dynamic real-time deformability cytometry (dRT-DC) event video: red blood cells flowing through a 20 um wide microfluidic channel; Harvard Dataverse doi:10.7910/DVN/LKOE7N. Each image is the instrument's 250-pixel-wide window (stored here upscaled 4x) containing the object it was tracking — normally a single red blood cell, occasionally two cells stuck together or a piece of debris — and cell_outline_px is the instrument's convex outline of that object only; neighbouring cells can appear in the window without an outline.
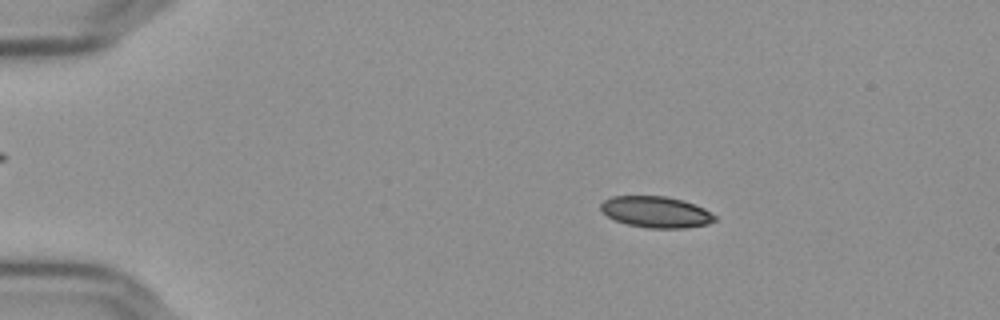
{"species": "Egyptian fruit bat (a non-hibernating species)", "species_latin": "Rousettus aegyptiacus", "temperature_condition": "cold", "stored_images_in_passage": 56, "camera_frame_rate_fps": 3000, "um_per_image_px": 0.085, "frame": {"image": 1, "passage_image": 10, "time_ms": 3.0, "image_size_px": [1000, 320], "cell_outline_px": [[716, 220], [708, 224], [684, 228], [648, 228], [628, 224], [616, 220], [608, 216], [600, 208], [600, 204], [604, 200], [612, 196], [668, 196], [684, 200], [704, 208], [716, 216]], "centroid_in_image_um": [55.78, 18.01], "position_along_channel_um": 29.2, "area_um2": 20.75}}
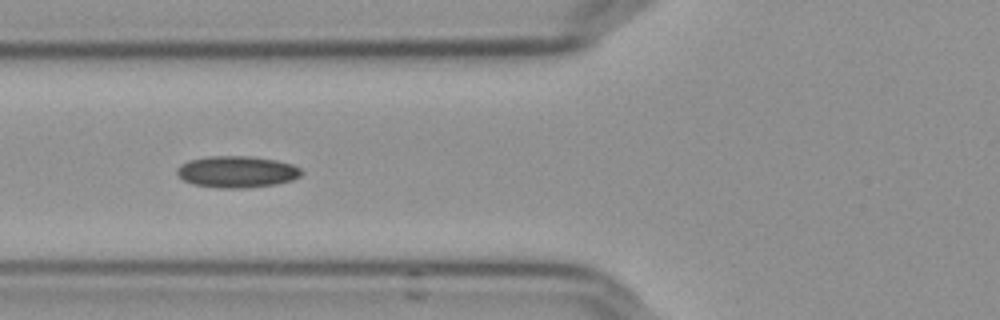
{"frame": {"image": 2, "passage_image": 22, "time_ms": 7.0, "image_size_px": [1000, 320], "cell_outline_px": [[304, 172], [300, 176], [292, 180], [276, 184], [244, 188], [220, 188], [192, 184], [184, 180], [176, 172], [176, 168], [180, 164], [188, 160], [208, 156], [252, 156], [276, 160], [292, 164], [300, 168]], "centroid_in_image_um": [20.13, 14.59], "position_along_channel_um": 105.7, "area_um2": 23.06}}
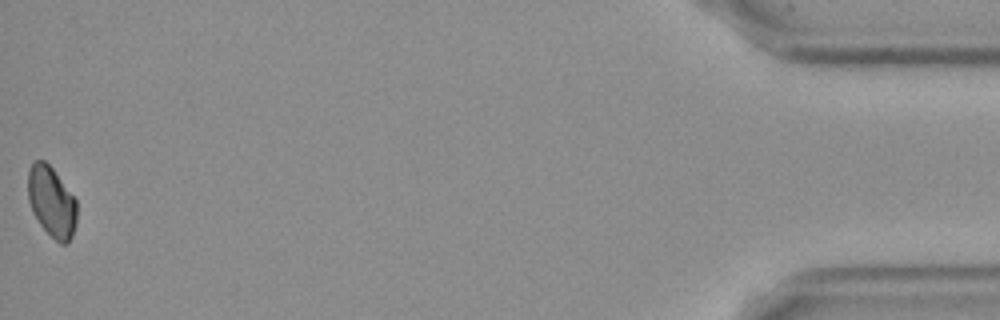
{"frame": {"image": 3, "passage_image": 56, "time_ms": 18.333, "image_size_px": [1000, 320], "cell_outline_px": [[76, 224], [72, 236], [68, 244], [60, 244], [40, 224], [32, 212], [28, 200], [28, 172], [32, 164], [36, 160], [44, 160], [52, 168], [76, 200]], "centroid_in_image_um": [4.38, 17.17], "position_along_channel_um": 430.8, "area_um2": 19.88}, "authors_computed_cell_mechanics": {"area_um2": 21.5305, "velocity_mm_per_s": 3.6402, "shape_relaxation_time_tau1_ms": 6.1011, "shape_relaxation_time_tau2_ms": 7.4495, "deformation_change_tau1": 0.0679, "deformation_change_tau2": 0.1058}}